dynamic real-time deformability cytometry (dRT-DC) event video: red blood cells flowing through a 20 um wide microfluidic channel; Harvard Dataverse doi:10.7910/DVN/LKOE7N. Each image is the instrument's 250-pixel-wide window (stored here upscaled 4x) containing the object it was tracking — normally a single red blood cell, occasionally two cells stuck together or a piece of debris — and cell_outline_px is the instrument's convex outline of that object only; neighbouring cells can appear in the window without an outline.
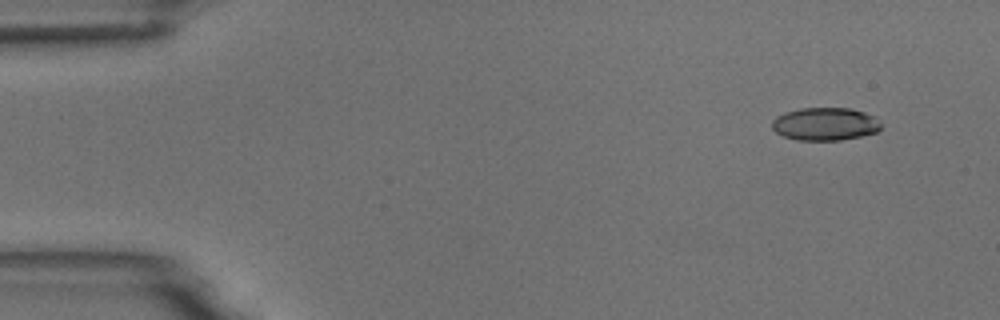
{"species": "common noctule bat (a hibernating species)", "species_latin": "Nyctalus noctula", "temperature_condition": "room temperature", "stored_images_in_passage": 5, "camera_frame_rate_fps": 3000, "um_per_image_px": 0.085, "animal": {"sex": "male", "body_mass_g": 18.8}, "frame": {"image": 1, "passage_image": 2, "time_ms": 1.333, "image_size_px": [1000, 320], "cell_outline_px": [[880, 128], [876, 132], [860, 136], [840, 140], [796, 140], [784, 136], [776, 132], [772, 128], [772, 120], [776, 116], [784, 112], [800, 108], [852, 108], [876, 116], [880, 124]], "centroid_in_image_um": [70.12, 10.53], "position_along_channel_um": 14.9, "area_um2": 20.98}}
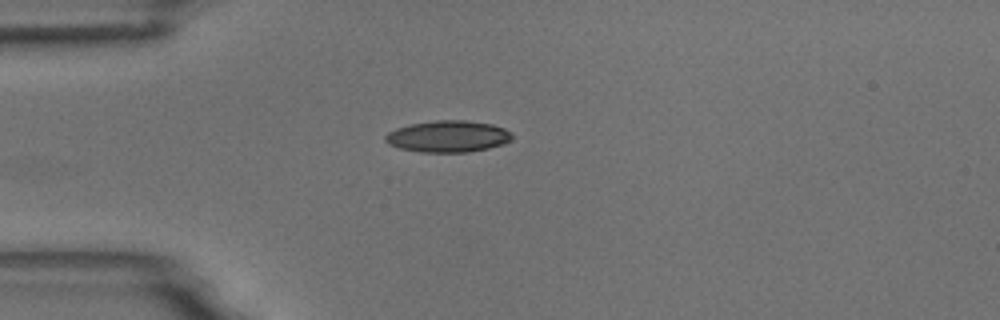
{"frame": {"image": 2, "passage_image": 5, "time_ms": 4.667, "image_size_px": [1000, 320], "cell_outline_px": [[512, 140], [504, 144], [488, 148], [468, 152], [420, 152], [400, 148], [388, 144], [384, 140], [384, 136], [388, 132], [396, 128], [412, 124], [436, 120], [468, 120], [492, 124], [504, 128], [512, 132]], "centroid_in_image_um": [38.1, 11.59], "position_along_channel_um": 46.9, "area_um2": 23.47}}